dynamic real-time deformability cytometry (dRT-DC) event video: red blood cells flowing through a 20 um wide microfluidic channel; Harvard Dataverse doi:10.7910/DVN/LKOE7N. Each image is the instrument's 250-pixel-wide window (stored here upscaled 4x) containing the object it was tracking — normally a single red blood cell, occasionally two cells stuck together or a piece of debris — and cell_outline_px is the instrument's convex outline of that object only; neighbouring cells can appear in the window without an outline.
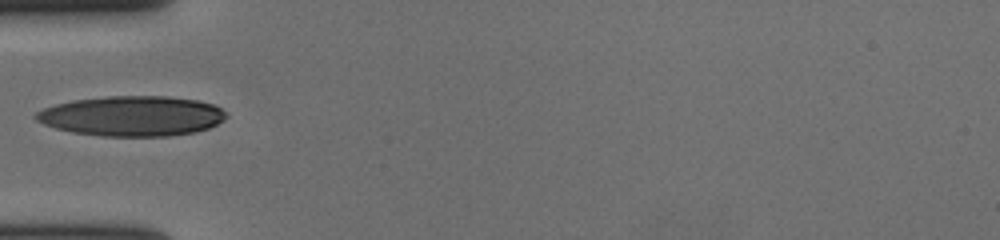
{"species": "human", "species_latin": "Homo sapiens", "temperature_condition": "cold", "stored_images_in_passage": 35, "camera_frame_rate_fps": 3000, "um_per_image_px": 0.085, "donor": {"sex": "female"}, "frame": {"image": 1, "passage_image": 1, "time_ms": 0.0, "image_size_px": [1000, 240], "cell_outline_px": [[228, 116], [224, 120], [208, 128], [196, 132], [168, 136], [100, 136], [72, 132], [56, 128], [44, 124], [36, 120], [32, 116], [36, 112], [44, 108], [56, 104], [72, 100], [108, 96], [168, 96], [196, 100], [212, 104], [220, 108]], "centroid_in_image_um": [11.2, 9.86], "position_along_channel_um": 73.8, "area_um2": 44.51}}
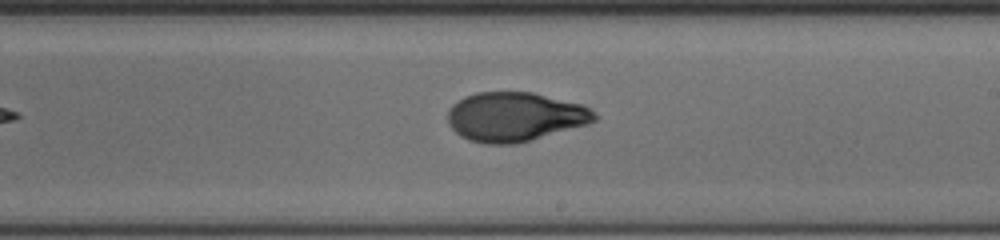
{"frame": {"image": 2, "passage_image": 15, "time_ms": 4.667, "image_size_px": [1000, 240], "cell_outline_px": [[600, 116], [596, 120], [588, 124], [532, 140], [516, 144], [484, 144], [468, 140], [460, 136], [448, 124], [448, 108], [452, 104], [464, 96], [476, 92], [532, 92], [584, 104], [596, 112]], "centroid_in_image_um": [43.79, 9.93], "position_along_channel_um": 245.2, "area_um2": 42.66}}
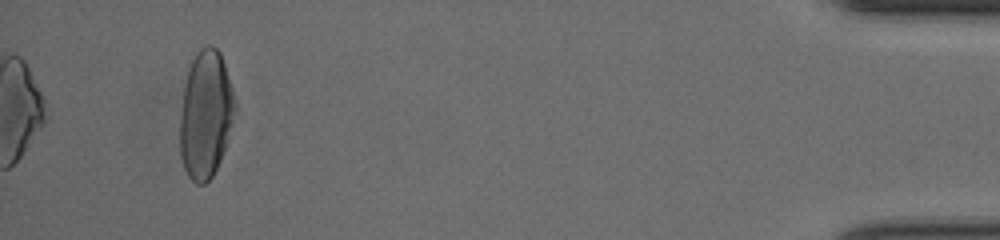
{"frame": {"image": 3, "passage_image": 35, "time_ms": 11.333, "image_size_px": [1000, 240], "cell_outline_px": [[232, 120], [228, 140], [220, 160], [212, 176], [204, 184], [196, 184], [188, 176], [184, 168], [180, 156], [180, 116], [184, 84], [188, 68], [196, 52], [200, 48], [208, 44], [212, 44], [220, 52], [224, 64], [232, 92]], "centroid_in_image_um": [17.43, 9.73], "position_along_channel_um": 417.8, "area_um2": 40.34}}